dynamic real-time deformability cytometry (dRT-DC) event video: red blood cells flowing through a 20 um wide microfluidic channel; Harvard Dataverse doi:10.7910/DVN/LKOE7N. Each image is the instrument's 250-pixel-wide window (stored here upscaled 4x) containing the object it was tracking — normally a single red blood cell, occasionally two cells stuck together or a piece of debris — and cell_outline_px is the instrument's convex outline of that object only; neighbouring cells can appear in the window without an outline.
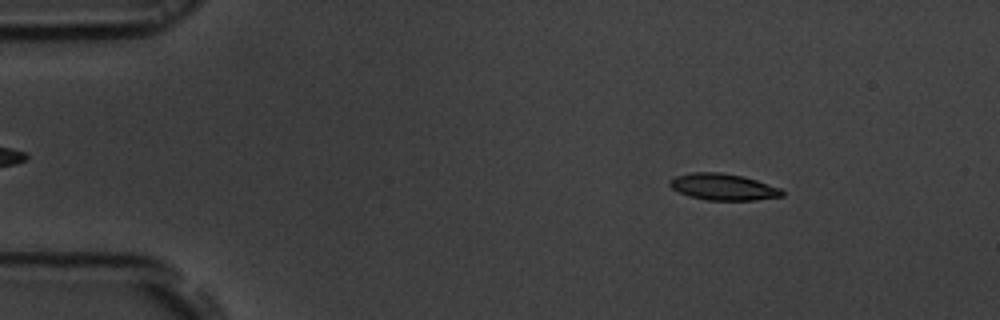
{"species": "common noctule bat (a hibernating species)", "species_latin": "Nyctalus noctula", "temperature_condition": "room temperature", "stored_images_in_passage": 51, "camera_frame_rate_fps": 3000, "um_per_image_px": 0.085, "animal": {"sex": "male", "body_mass_g": 19.5, "forearm_length_mm": 54.6}, "frame": {"image": 1, "passage_image": 4, "time_ms": 1.0, "image_size_px": [1000, 320], "cell_outline_px": [[784, 196], [756, 200], [708, 200], [688, 196], [672, 188], [668, 184], [668, 180], [676, 176], [692, 172], [720, 172], [744, 176], [780, 188], [784, 192]], "centroid_in_image_um": [61.46, 15.88], "position_along_channel_um": 23.5, "area_um2": 17.4}}
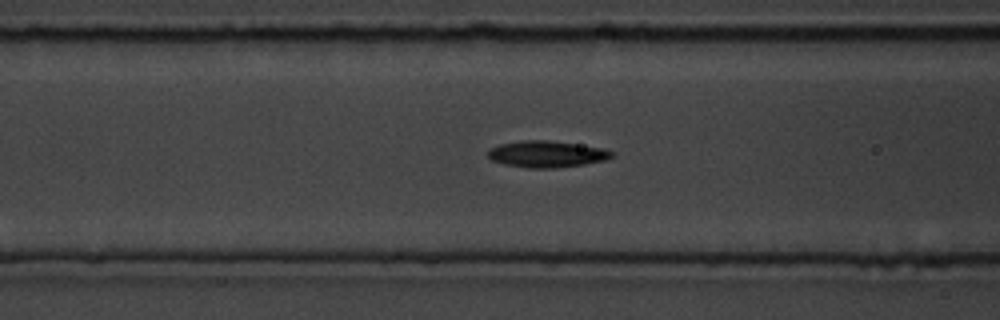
{"frame": {"image": 2, "passage_image": 18, "time_ms": 5.667, "image_size_px": [1000, 320], "cell_outline_px": [[616, 156], [604, 160], [584, 164], [556, 168], [528, 168], [504, 164], [492, 160], [488, 156], [488, 152], [492, 148], [500, 144], [524, 140], [548, 140], [604, 148], [612, 152]], "centroid_in_image_um": [46.49, 13.1], "position_along_channel_um": 120.1, "area_um2": 19.02}}
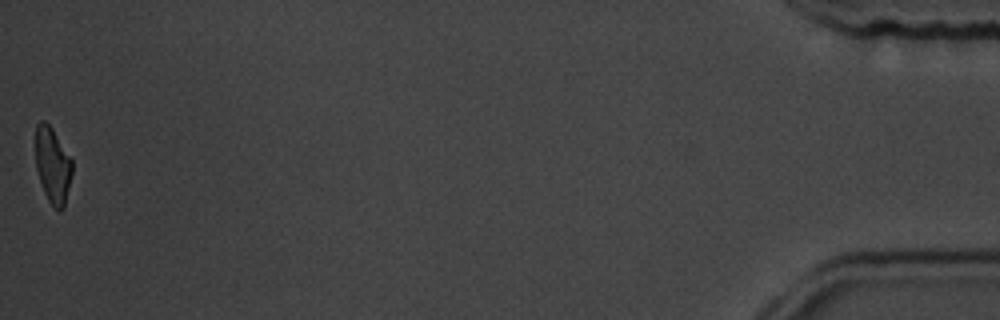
{"frame": {"image": 3, "passage_image": 51, "time_ms": 16.667, "image_size_px": [1000, 320], "cell_outline_px": [[72, 172], [64, 208], [60, 212], [48, 200], [44, 192], [36, 168], [36, 124], [40, 120], [44, 120], [52, 128], [72, 160]], "centroid_in_image_um": [4.48, 14.04], "position_along_channel_um": 430.7, "area_um2": 16.01}, "authors_computed_cell_mechanics": {"area_um2": 18.0914, "velocity_mm_per_s": 3.7195, "shape_relaxation_time_tau1_ms": 3.7573, "shape_relaxation_time_tau2_ms": 3.6608, "deformation_change_tau1": 0.147, "deformation_change_tau2": 0.1003}}